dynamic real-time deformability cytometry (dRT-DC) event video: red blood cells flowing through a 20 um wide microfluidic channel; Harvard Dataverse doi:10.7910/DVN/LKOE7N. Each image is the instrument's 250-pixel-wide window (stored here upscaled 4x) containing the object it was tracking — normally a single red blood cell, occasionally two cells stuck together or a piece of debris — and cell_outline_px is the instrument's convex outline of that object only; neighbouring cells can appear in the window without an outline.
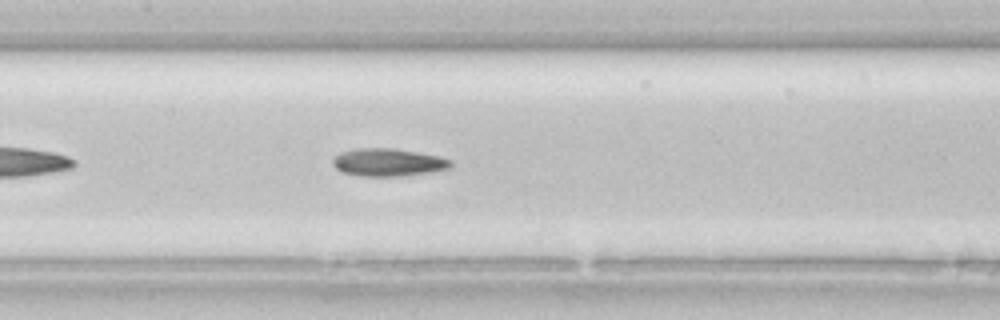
{"species": "common noctule bat (a hibernating species)", "species_latin": "Nyctalus noctula", "temperature_condition": "room temperature", "stored_images_in_passage": 34, "camera_frame_rate_fps": 3000, "um_per_image_px": 0.085, "animal": {"sex": "female", "body_mass_g": 22.7, "forearm_length_mm": 54.2}, "frame": {"image": 1, "passage_image": 10, "time_ms": 3.0, "image_size_px": [1000, 320], "cell_outline_px": [[452, 168], [432, 172], [400, 176], [360, 176], [340, 172], [332, 164], [332, 156], [340, 152], [356, 148], [392, 148], [440, 156], [452, 160]], "centroid_in_image_um": [32.97, 13.8], "position_along_channel_um": 174.4, "area_um2": 19.36}}